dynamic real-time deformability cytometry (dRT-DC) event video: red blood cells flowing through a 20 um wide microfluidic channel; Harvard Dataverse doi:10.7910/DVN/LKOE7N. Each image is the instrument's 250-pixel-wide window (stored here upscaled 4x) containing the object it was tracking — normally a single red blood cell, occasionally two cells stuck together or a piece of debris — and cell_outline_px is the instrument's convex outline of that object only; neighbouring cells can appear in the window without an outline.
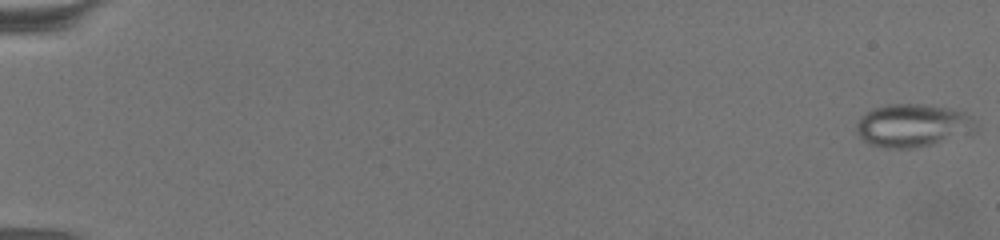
{"species": "common noctule bat (a hibernating species)", "species_latin": "Nyctalus noctula", "temperature_condition": "warm", "stored_images_in_passage": 69, "camera_frame_rate_fps": 3000, "um_per_image_px": 0.085, "animal": {"sex": "female", "body_mass_g": 19.5, "forearm_length_mm": 54.1}, "frame": {"image": 1, "passage_image": 1, "time_ms": 0.0, "image_size_px": [1000, 240], "cell_outline_px": [[980, 124], [972, 136], [912, 148], [884, 148], [860, 140], [856, 132], [856, 124], [860, 116], [872, 108], [888, 104], [924, 104], [952, 108], [964, 112], [972, 116]], "centroid_in_image_um": [77.66, 10.67], "position_along_channel_um": 7.3, "area_um2": 30.92}}
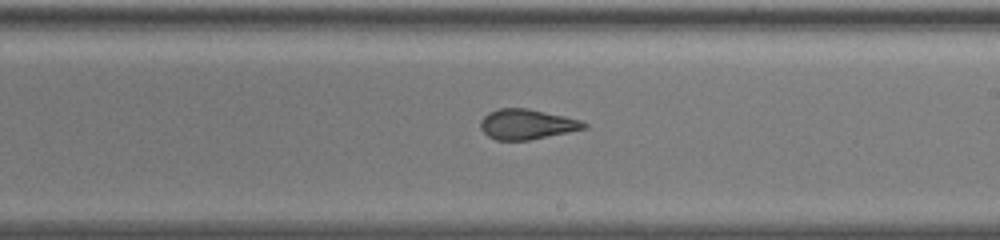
{"frame": {"image": 2, "passage_image": 43, "time_ms": 14.0, "image_size_px": [1000, 240], "cell_outline_px": [[588, 128], [528, 140], [496, 140], [488, 136], [480, 128], [480, 120], [488, 112], [500, 108], [528, 108], [564, 116], [580, 120], [588, 124]], "centroid_in_image_um": [44.77, 10.56], "position_along_channel_um": 244.2, "area_um2": 18.15}}
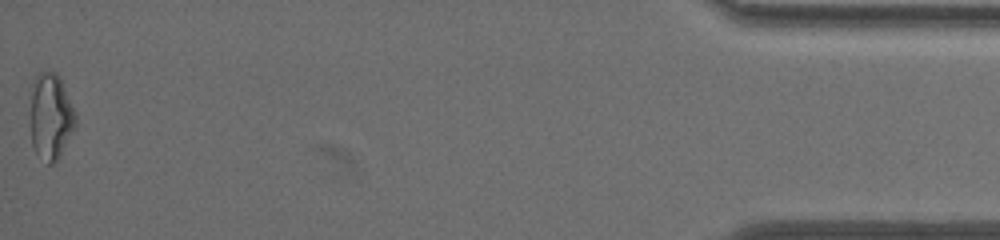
{"frame": {"image": 3, "passage_image": 69, "time_ms": 22.667, "image_size_px": [1000, 240], "cell_outline_px": [[76, 124], [60, 156], [52, 164], [48, 164], [36, 152], [32, 144], [32, 92], [36, 76], [40, 72], [56, 72], [60, 76], [76, 112]], "centroid_in_image_um": [4.36, 9.89], "position_along_channel_um": 430.8, "area_um2": 22.25}, "authors_computed_cell_mechanics": {"area_um2": 20.4034, "velocity_mm_per_s": 3.1401, "shape_relaxation_time_tau1_ms": null, "shape_relaxation_time_tau2_ms": 1.3628, "deformation_change_tau1": null, "deformation_change_tau2": 0.085}}